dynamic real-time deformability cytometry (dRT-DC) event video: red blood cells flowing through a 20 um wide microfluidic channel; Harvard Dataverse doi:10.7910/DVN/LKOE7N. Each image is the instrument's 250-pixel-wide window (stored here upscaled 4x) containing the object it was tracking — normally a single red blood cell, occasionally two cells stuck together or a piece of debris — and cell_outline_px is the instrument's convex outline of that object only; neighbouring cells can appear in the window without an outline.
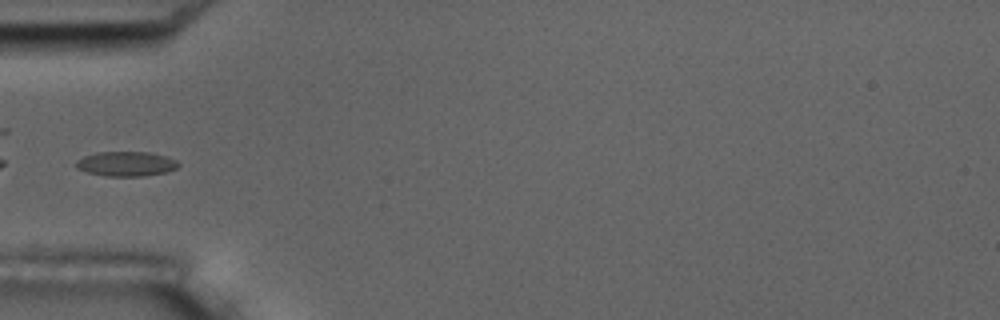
{"species": "common noctule bat (a hibernating species)", "species_latin": "Nyctalus noctula", "temperature_condition": "room temperature", "stored_images_in_passage": 5, "camera_frame_rate_fps": 3000, "um_per_image_px": 0.085, "animal": {"sex": "male", "body_mass_g": 17.5, "forearm_length_mm": 52.3}, "frame": {"image": 1, "passage_image": 3, "time_ms": 2.333, "image_size_px": [1000, 320], "cell_outline_px": [[180, 164], [176, 168], [168, 172], [144, 176], [108, 176], [88, 172], [76, 168], [76, 160], [84, 156], [96, 152], [148, 152], [164, 156], [176, 160]], "centroid_in_image_um": [10.72, 13.93], "position_along_channel_um": 74.3, "area_um2": 14.68}}